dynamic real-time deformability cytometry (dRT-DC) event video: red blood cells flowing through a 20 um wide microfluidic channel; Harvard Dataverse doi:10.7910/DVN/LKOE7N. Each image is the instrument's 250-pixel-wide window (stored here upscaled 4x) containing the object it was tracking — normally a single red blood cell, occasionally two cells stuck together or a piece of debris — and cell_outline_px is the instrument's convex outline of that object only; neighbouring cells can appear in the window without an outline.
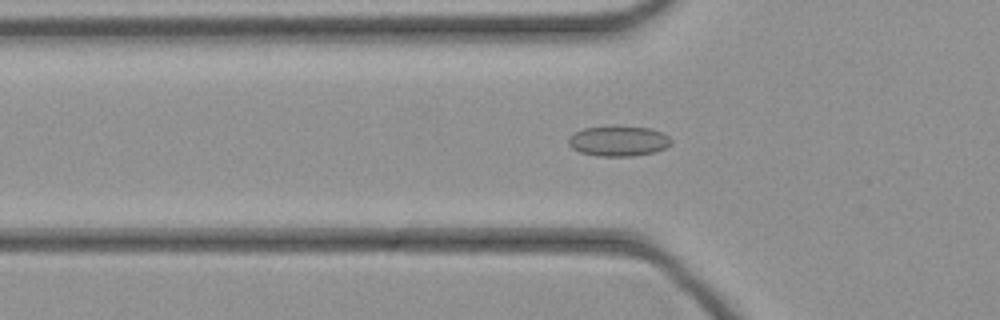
{"species": "common noctule bat (a hibernating species)", "species_latin": "Nyctalus noctula", "temperature_condition": "cold", "stored_images_in_passage": 45, "camera_frame_rate_fps": 3000, "um_per_image_px": 0.085, "animal": {"sex": "female", "body_mass_g": 21.9}, "frame": {"image": 1, "passage_image": 15, "time_ms": 4.667, "image_size_px": [1000, 320], "cell_outline_px": [[672, 144], [656, 152], [632, 156], [596, 156], [580, 152], [572, 148], [568, 144], [568, 136], [584, 128], [648, 128], [660, 132], [668, 136], [672, 140]], "centroid_in_image_um": [52.56, 12.03], "position_along_channel_um": 73.2, "area_um2": 17.63}}
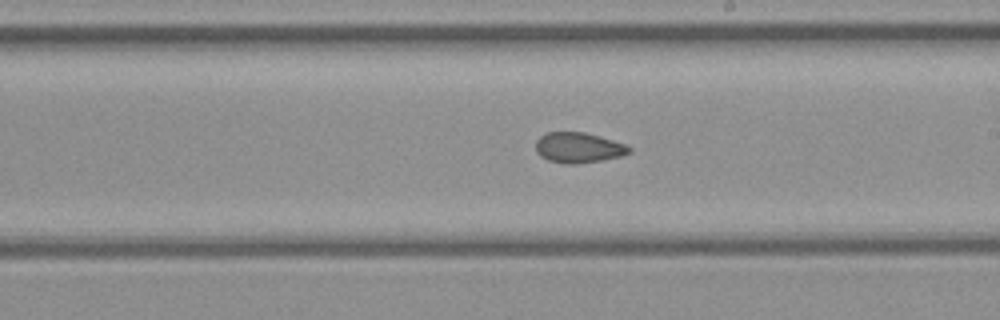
{"frame": {"image": 2, "passage_image": 26, "time_ms": 8.333, "image_size_px": [1000, 320], "cell_outline_px": [[632, 152], [620, 156], [600, 160], [576, 164], [564, 164], [548, 160], [540, 156], [536, 152], [536, 140], [544, 132], [584, 132], [612, 140], [624, 144], [632, 148]], "centroid_in_image_um": [49.13, 12.55], "position_along_channel_um": 239.9, "area_um2": 16.53}}
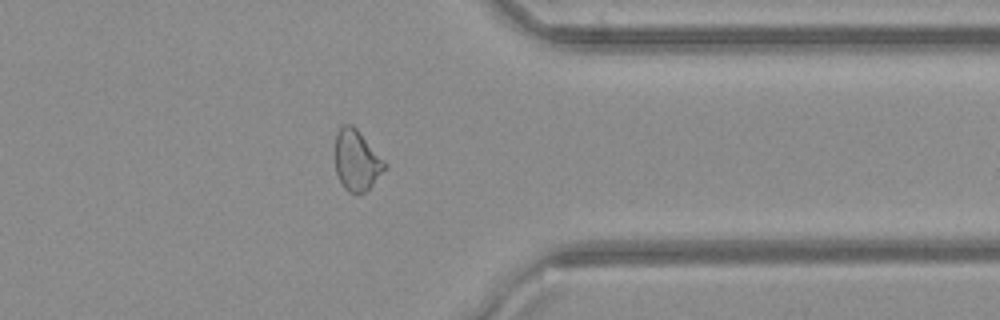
{"frame": {"image": 3, "passage_image": 36, "time_ms": 11.667, "image_size_px": [1000, 320], "cell_outline_px": [[384, 168], [372, 184], [364, 192], [356, 196], [348, 192], [344, 188], [336, 172], [336, 132], [344, 124], [352, 124], [356, 128], [384, 160]], "centroid_in_image_um": [30.28, 13.64], "position_along_channel_um": 381.1, "area_um2": 17.11}}